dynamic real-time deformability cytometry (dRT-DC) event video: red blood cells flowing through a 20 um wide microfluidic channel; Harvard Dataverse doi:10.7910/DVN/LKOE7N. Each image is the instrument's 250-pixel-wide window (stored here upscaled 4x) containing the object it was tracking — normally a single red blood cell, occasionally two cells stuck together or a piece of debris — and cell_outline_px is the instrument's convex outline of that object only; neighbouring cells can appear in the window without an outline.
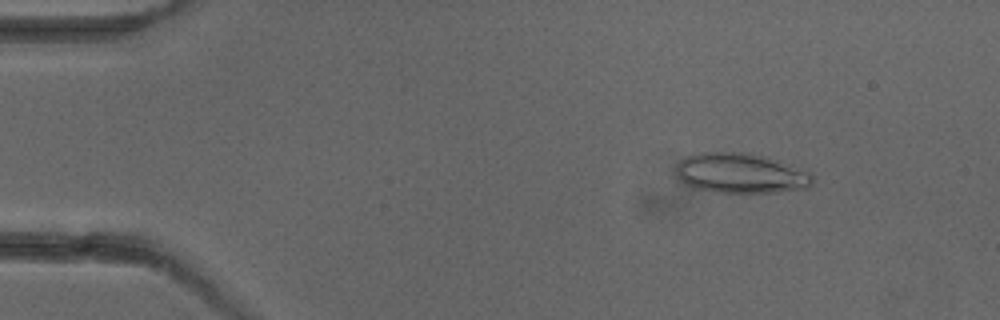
{"species": "common noctule bat (a hibernating species)", "species_latin": "Nyctalus noctula", "temperature_condition": "cold", "stored_images_in_passage": 6, "camera_frame_rate_fps": 3000, "um_per_image_px": 0.085, "animal": {"sex": "female"}, "frame": {"image": 1, "passage_image": 2, "time_ms": 1.333, "image_size_px": [1000, 320], "cell_outline_px": [[812, 184], [808, 188], [776, 192], [720, 192], [696, 188], [684, 184], [680, 180], [676, 172], [676, 164], [680, 160], [688, 156], [700, 152], [744, 152], [760, 156], [812, 172]], "centroid_in_image_um": [62.93, 14.73], "position_along_channel_um": 22.1, "area_um2": 31.5}}
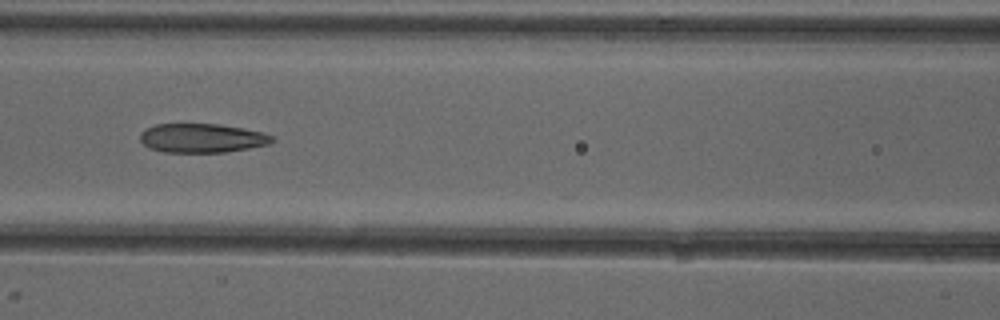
{"frame": {"image": 2, "passage_image": 6, "time_ms": 6.667, "image_size_px": [1000, 320], "cell_outline_px": [[276, 140], [268, 144], [248, 148], [224, 152], [164, 152], [148, 148], [140, 140], [140, 132], [144, 128], [156, 124], [220, 124], [244, 128], [264, 132], [272, 136]], "centroid_in_image_um": [17.15, 11.73], "position_along_channel_um": 149.5, "area_um2": 22.48}}